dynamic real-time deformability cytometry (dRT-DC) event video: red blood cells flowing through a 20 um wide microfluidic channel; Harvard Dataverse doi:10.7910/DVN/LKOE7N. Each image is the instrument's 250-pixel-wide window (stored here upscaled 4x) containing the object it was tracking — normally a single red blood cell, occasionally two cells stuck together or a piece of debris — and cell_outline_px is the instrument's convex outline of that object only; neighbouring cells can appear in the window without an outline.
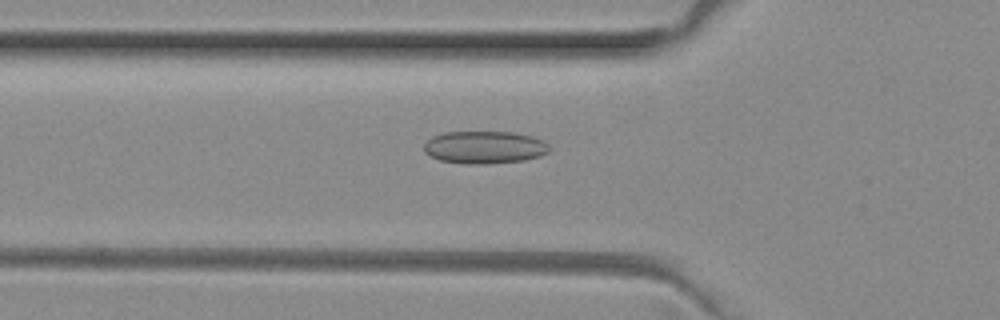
{"species": "common noctule bat (a hibernating species)", "species_latin": "Nyctalus noctula", "temperature_condition": "room temperature", "stored_images_in_passage": 3, "camera_frame_rate_fps": 3000, "um_per_image_px": 0.085, "animal": {"sex": "female", "body_mass_g": 29.2, "forearm_length_mm": 56.3}, "frame": {"image": 1, "passage_image": 3, "time_ms": 0.667, "image_size_px": [1000, 320], "cell_outline_px": [[548, 152], [540, 156], [524, 160], [484, 164], [464, 164], [440, 160], [424, 152], [424, 144], [432, 136], [444, 132], [512, 132], [532, 136], [544, 140], [548, 144]], "centroid_in_image_um": [41.18, 12.52], "position_along_channel_um": 84.6, "area_um2": 23.81}}